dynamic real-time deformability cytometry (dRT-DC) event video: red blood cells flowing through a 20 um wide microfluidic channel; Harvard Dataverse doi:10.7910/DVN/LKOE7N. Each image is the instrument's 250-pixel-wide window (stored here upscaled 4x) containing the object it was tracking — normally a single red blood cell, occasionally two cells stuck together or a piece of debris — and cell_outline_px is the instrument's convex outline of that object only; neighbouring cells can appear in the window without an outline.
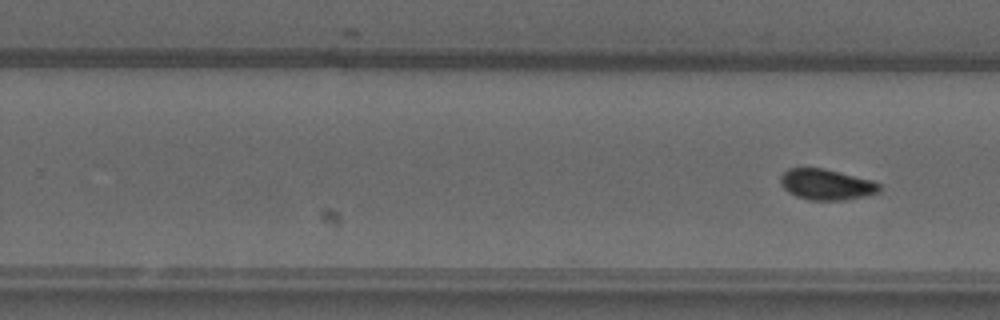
{"species": "common noctule bat (a hibernating species)", "species_latin": "Nyctalus noctula", "temperature_condition": "warm", "stored_images_in_passage": 30, "camera_frame_rate_fps": 3000, "um_per_image_px": 0.085, "animal": {"sex": "male", "forearm_length_mm": 52.5}, "frame": {"image": 1, "passage_image": 30, "time_ms": 9.667, "image_size_px": [1000, 320], "cell_outline_px": [[880, 192], [868, 196], [840, 200], [808, 200], [796, 196], [788, 192], [780, 184], [780, 176], [788, 168], [824, 168], [872, 180], [880, 184]], "centroid_in_image_um": [70.24, 15.68], "position_along_channel_um": 259.6, "area_um2": 17.86}}